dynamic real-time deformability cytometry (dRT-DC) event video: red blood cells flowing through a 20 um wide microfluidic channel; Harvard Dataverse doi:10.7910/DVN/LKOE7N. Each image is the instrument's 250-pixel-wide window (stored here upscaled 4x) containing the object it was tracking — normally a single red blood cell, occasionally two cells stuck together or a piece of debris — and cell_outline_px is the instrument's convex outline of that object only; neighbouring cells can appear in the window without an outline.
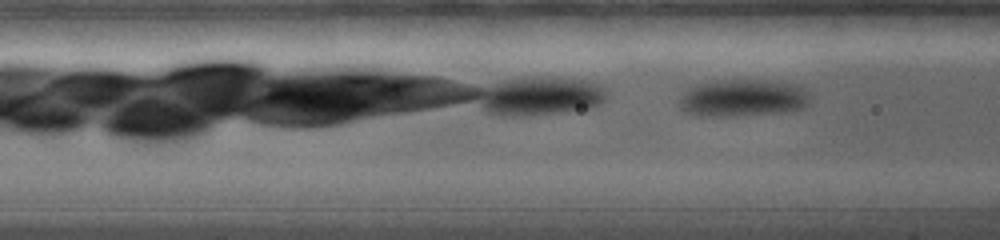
{"species": "common noctule bat (a hibernating species)", "species_latin": "Nyctalus noctula", "temperature_condition": "warm", "stored_images_in_passage": 60, "camera_frame_rate_fps": 5000, "um_per_image_px": 0.085, "animal": {"sex": "female", "body_mass_g": 19.0, "forearm_length_mm": 56.7}, "frame": {"image": 1, "passage_image": 8, "time_ms": 1.6, "image_size_px": [1000, 240], "cell_outline_px": [[812, 96], [808, 104], [804, 108], [784, 112], [728, 116], [700, 116], [684, 112], [680, 108], [680, 96], [684, 88], [688, 84], [708, 80], [780, 80], [800, 84]], "centroid_in_image_um": [63.12, 8.29], "position_along_channel_um": 103.5, "area_um2": 29.54}}
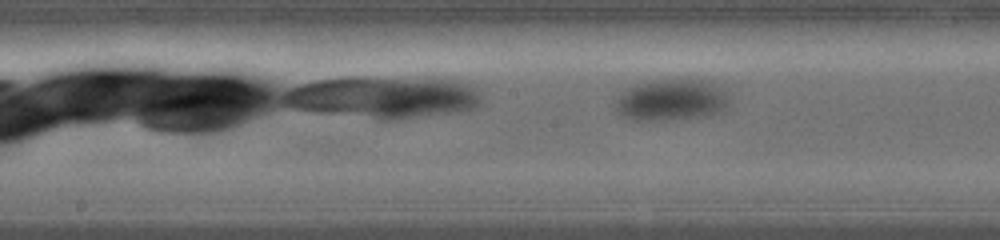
{"frame": {"image": 2, "passage_image": 16, "time_ms": 4.2, "image_size_px": [1000, 240], "cell_outline_px": [[728, 104], [724, 112], [708, 116], [680, 120], [632, 120], [616, 112], [612, 108], [616, 100], [624, 88], [632, 84], [652, 80], [688, 76], [708, 80], [728, 88]], "centroid_in_image_um": [57.12, 8.45], "position_along_channel_um": 191.1, "area_um2": 29.42}}
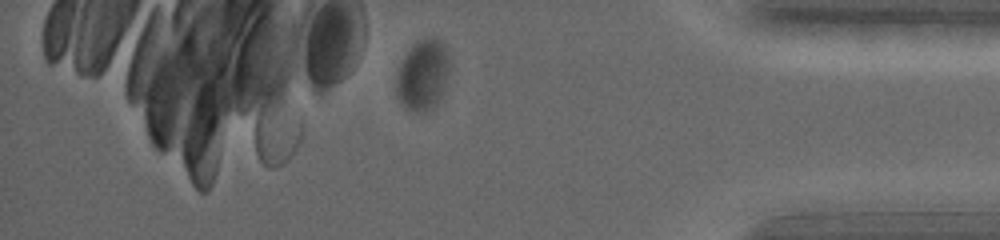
{"frame": {"image": 3, "passage_image": 46, "time_ms": 11.2, "image_size_px": [1000, 240], "cell_outline_px": [[448, 64], [440, 96], [436, 104], [432, 108], [424, 112], [412, 112], [404, 108], [400, 104], [396, 96], [396, 76], [400, 64], [404, 56], [420, 40], [432, 36], [440, 40], [444, 44], [448, 56]], "centroid_in_image_um": [35.88, 6.41], "position_along_channel_um": 399.3, "area_um2": 21.5}, "authors_computed_cell_mechanics": {"area_um2": 27.2527, "velocity_mm_per_s": 3.3794, "shape_relaxation_time_tau1_ms": 2.6528, "shape_relaxation_time_tau2_ms": null, "deformation_change_tau1": 0.133, "deformation_change_tau2": null}}